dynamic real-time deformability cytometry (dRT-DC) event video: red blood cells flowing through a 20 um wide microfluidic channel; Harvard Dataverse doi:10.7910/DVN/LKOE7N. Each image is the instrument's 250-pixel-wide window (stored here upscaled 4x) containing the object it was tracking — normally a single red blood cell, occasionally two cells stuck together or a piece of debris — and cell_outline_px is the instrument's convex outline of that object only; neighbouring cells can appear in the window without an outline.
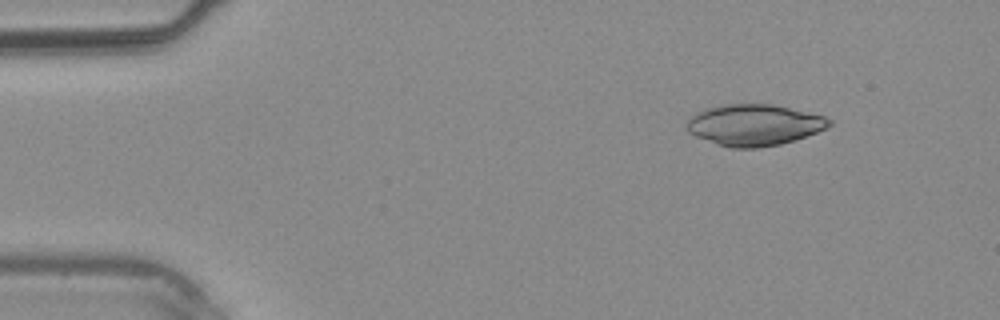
{"species": "common noctule bat (a hibernating species)", "species_latin": "Nyctalus noctula", "temperature_condition": "warm", "stored_images_in_passage": 2, "camera_frame_rate_fps": 3000, "um_per_image_px": 0.085, "animal": {"sex": "male", "body_mass_g": 20.4}, "frame": {"image": 1, "passage_image": 1, "time_ms": 0.0, "image_size_px": [1000, 320], "cell_outline_px": [[832, 124], [828, 128], [796, 140], [780, 144], [756, 148], [732, 148], [716, 144], [696, 136], [688, 132], [684, 128], [688, 120], [696, 112], [704, 108], [720, 104], [772, 104], [824, 116], [832, 120]], "centroid_in_image_um": [64.09, 10.62], "position_along_channel_um": 20.9, "area_um2": 34.51}}